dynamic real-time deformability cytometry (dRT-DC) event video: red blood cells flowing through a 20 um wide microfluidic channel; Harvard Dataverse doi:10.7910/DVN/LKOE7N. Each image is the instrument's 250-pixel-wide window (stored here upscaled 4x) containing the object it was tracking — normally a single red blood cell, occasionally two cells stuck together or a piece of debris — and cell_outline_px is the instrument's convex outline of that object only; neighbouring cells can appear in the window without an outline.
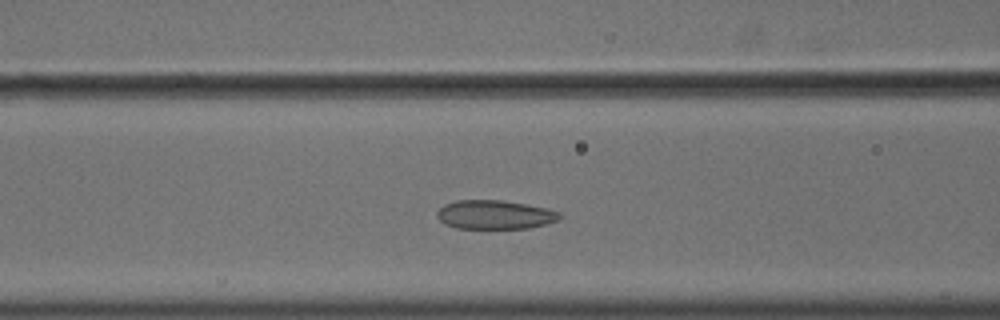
{"species": "common noctule bat (a hibernating species)", "species_latin": "Nyctalus noctula", "temperature_condition": "cold", "stored_images_in_passage": 47, "camera_frame_rate_fps": 3000, "um_per_image_px": 0.085, "animal": {"sex": "male", "body_mass_g": 18.8}, "frame": {"image": 1, "passage_image": 15, "time_ms": 4.667, "image_size_px": [1000, 320], "cell_outline_px": [[560, 216], [556, 220], [544, 224], [528, 228], [456, 228], [444, 224], [436, 216], [436, 212], [444, 204], [456, 200], [504, 200], [548, 208], [560, 212]], "centroid_in_image_um": [42.02, 18.24], "position_along_channel_um": 124.6, "area_um2": 20.63}}
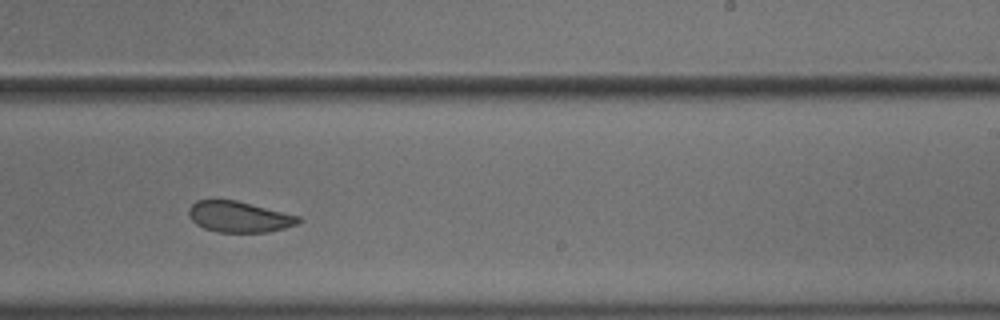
{"frame": {"image": 2, "passage_image": 27, "time_ms": 8.667, "image_size_px": [1000, 320], "cell_outline_px": [[304, 220], [300, 224], [268, 232], [216, 232], [204, 228], [196, 224], [188, 216], [188, 208], [196, 200], [236, 200], [300, 216]], "centroid_in_image_um": [20.34, 18.43], "position_along_channel_um": 268.7, "area_um2": 19.94}}
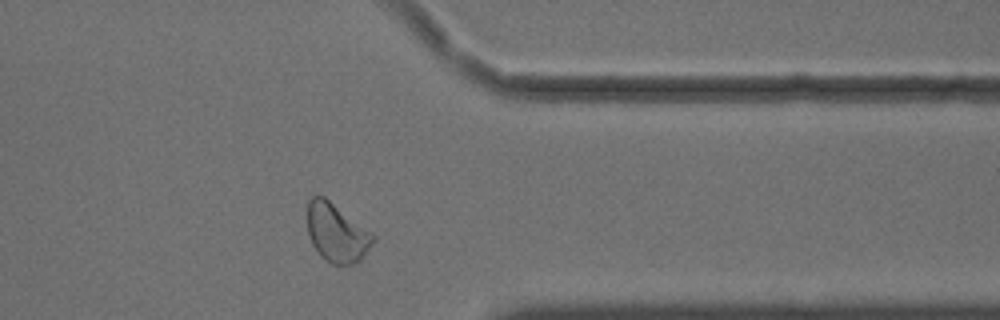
{"frame": {"image": 3, "passage_image": 37, "time_ms": 12.0, "image_size_px": [1000, 320], "cell_outline_px": [[376, 240], [360, 260], [352, 264], [332, 264], [324, 260], [320, 256], [312, 244], [308, 236], [304, 212], [308, 200], [312, 196], [324, 196], [372, 232], [376, 236]], "centroid_in_image_um": [28.56, 19.76], "position_along_channel_um": 382.8, "area_um2": 23.0}, "authors_computed_cell_mechanics": {"area_um2": 22.0796, "velocity_mm_per_s": 3.6049, "shape_relaxation_time_tau1_ms": null, "shape_relaxation_time_tau2_ms": 1.8987, "deformation_change_tau1": null, "deformation_change_tau2": 0.0688}}